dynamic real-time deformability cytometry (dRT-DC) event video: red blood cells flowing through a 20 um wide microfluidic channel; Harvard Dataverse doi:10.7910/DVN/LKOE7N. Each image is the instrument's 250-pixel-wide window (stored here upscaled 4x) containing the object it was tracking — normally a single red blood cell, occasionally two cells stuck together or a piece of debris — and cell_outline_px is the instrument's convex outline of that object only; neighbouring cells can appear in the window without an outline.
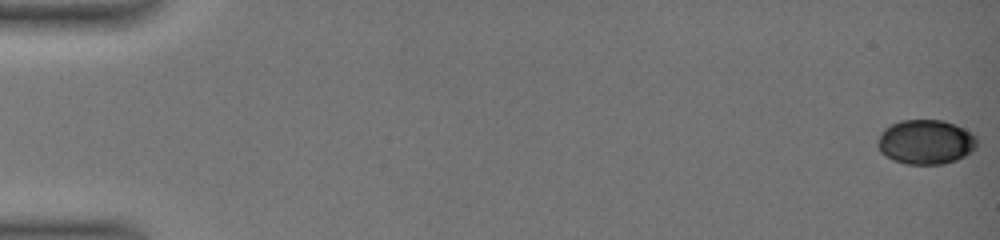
{"species": "common noctule bat (a hibernating species)", "species_latin": "Nyctalus noctula", "temperature_condition": "warm", "stored_images_in_passage": 51, "camera_frame_rate_fps": 3000, "um_per_image_px": 0.085, "animal": {"sex": "female", "body_mass_g": 19.0, "forearm_length_mm": 51.5}, "frame": {"image": 1, "passage_image": 1, "time_ms": 0.0, "image_size_px": [1000, 240], "cell_outline_px": [[976, 148], [972, 152], [956, 160], [944, 164], [908, 164], [892, 160], [880, 152], [876, 144], [876, 140], [880, 132], [884, 128], [900, 120], [944, 120], [964, 128], [972, 132], [976, 136]], "centroid_in_image_um": [78.67, 12.06], "position_along_channel_um": 6.3, "area_um2": 26.13}}
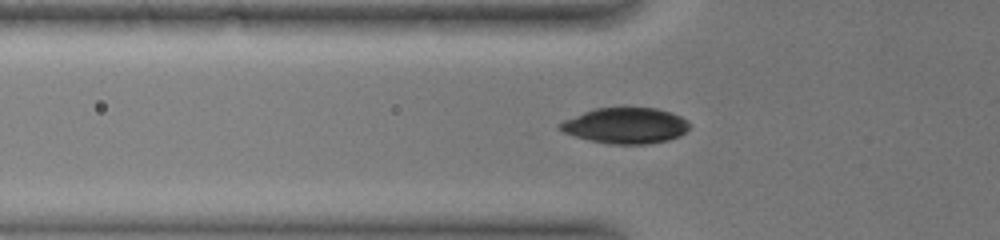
{"frame": {"image": 2, "passage_image": 20, "time_ms": 6.333, "image_size_px": [1000, 240], "cell_outline_px": [[692, 128], [680, 136], [668, 140], [648, 144], [608, 144], [588, 140], [564, 132], [556, 128], [556, 124], [564, 120], [584, 112], [596, 108], [656, 108], [672, 112], [688, 120], [692, 124]], "centroid_in_image_um": [53.21, 10.68], "position_along_channel_um": 72.6, "area_um2": 27.34}}
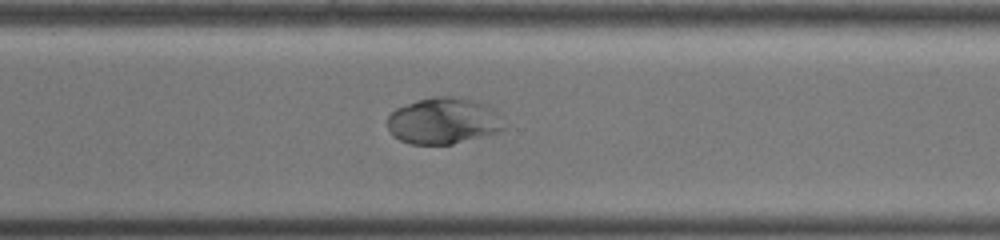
{"frame": {"image": 3, "passage_image": 40, "time_ms": 13.0, "image_size_px": [1000, 240], "cell_outline_px": [[508, 128], [500, 132], [452, 144], [412, 144], [400, 140], [392, 136], [388, 128], [388, 116], [396, 108], [416, 100], [432, 96], [452, 96], [480, 100], [488, 104], [496, 112]], "centroid_in_image_um": [37.73, 10.26], "position_along_channel_um": 332.9, "area_um2": 32.02}}